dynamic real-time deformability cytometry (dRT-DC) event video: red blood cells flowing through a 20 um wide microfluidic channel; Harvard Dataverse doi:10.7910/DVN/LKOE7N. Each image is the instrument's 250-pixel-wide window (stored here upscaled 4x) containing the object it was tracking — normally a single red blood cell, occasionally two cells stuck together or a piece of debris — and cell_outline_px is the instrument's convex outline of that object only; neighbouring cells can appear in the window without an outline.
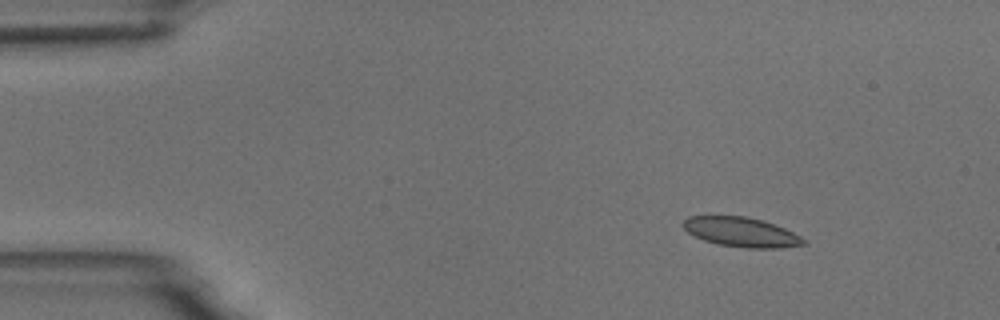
{"species": "common noctule bat (a hibernating species)", "species_latin": "Nyctalus noctula", "temperature_condition": "room temperature", "stored_images_in_passage": 6, "camera_frame_rate_fps": 3000, "um_per_image_px": 0.085, "animal": {"sex": "male", "body_mass_g": 18.8}, "frame": {"image": 1, "passage_image": 3, "time_ms": 2.333, "image_size_px": [1000, 320], "cell_outline_px": [[808, 244], [780, 248], [748, 248], [716, 244], [704, 240], [688, 232], [680, 224], [688, 216], [744, 216], [764, 220], [784, 228], [808, 240]], "centroid_in_image_um": [63.03, 19.73], "position_along_channel_um": 22.0, "area_um2": 20.87}}
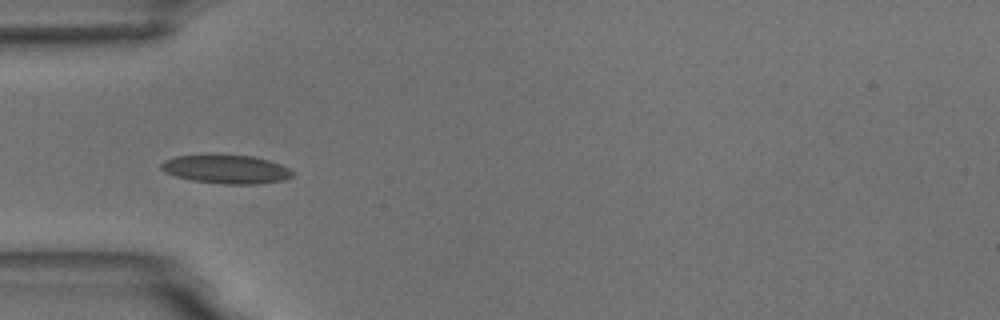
{"frame": {"image": 2, "passage_image": 6, "time_ms": 5.667, "image_size_px": [1000, 320], "cell_outline_px": [[292, 176], [284, 180], [260, 184], [224, 184], [192, 180], [176, 176], [164, 172], [160, 168], [160, 164], [164, 160], [176, 156], [252, 156], [268, 160], [280, 164], [288, 168], [292, 172]], "centroid_in_image_um": [19.23, 14.4], "position_along_channel_um": 65.8, "area_um2": 21.5}}